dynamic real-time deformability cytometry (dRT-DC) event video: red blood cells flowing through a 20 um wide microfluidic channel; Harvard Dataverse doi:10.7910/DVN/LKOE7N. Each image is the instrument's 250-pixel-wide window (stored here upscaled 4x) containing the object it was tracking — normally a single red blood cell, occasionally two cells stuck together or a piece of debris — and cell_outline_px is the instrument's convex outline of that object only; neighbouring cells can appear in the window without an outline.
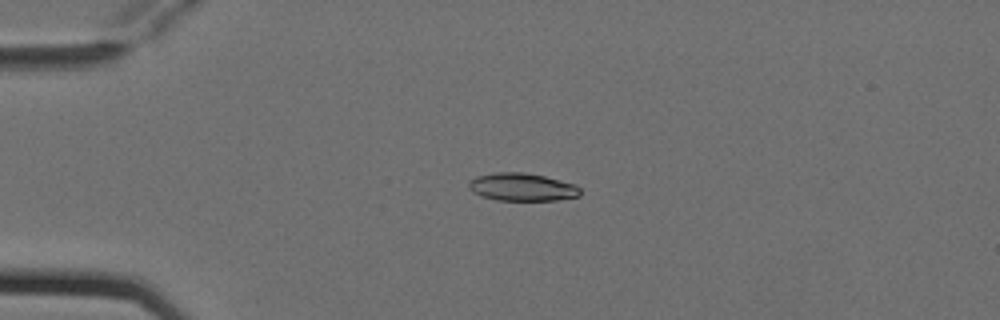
{"species": "Egyptian fruit bat (a non-hibernating species)", "species_latin": "Rousettus aegyptiacus", "temperature_condition": "cold", "stored_images_in_passage": 5, "camera_frame_rate_fps": 3000, "um_per_image_px": 0.085, "animal": {"sex": "female"}, "frame": {"image": 1, "passage_image": 2, "time_ms": 0.333, "image_size_px": [1000, 320], "cell_outline_px": [[580, 196], [556, 200], [496, 200], [480, 196], [472, 192], [468, 188], [468, 180], [476, 176], [496, 172], [524, 172], [544, 176], [576, 184], [580, 188]], "centroid_in_image_um": [44.34, 15.89], "position_along_channel_um": 40.7, "area_um2": 18.26}}
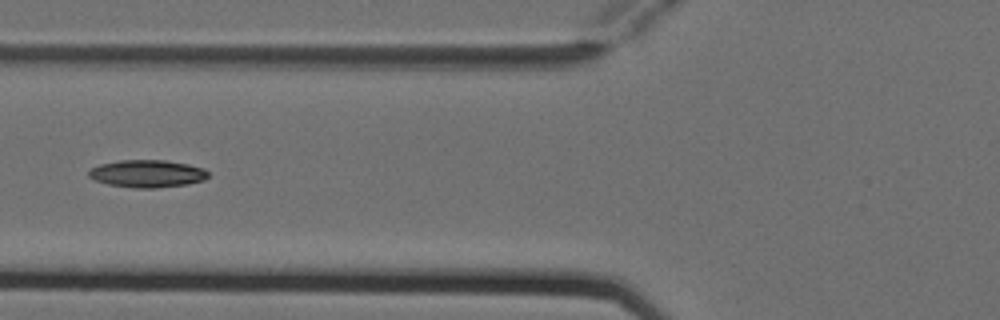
{"frame": {"image": 2, "passage_image": 4, "time_ms": 1.0, "image_size_px": [1000, 320], "cell_outline_px": [[208, 176], [204, 180], [188, 184], [156, 188], [136, 188], [108, 184], [96, 180], [88, 176], [88, 172], [92, 168], [100, 164], [120, 160], [164, 160], [188, 164], [204, 168], [208, 172]], "centroid_in_image_um": [12.54, 14.76], "position_along_channel_um": 113.3, "area_um2": 19.07}}
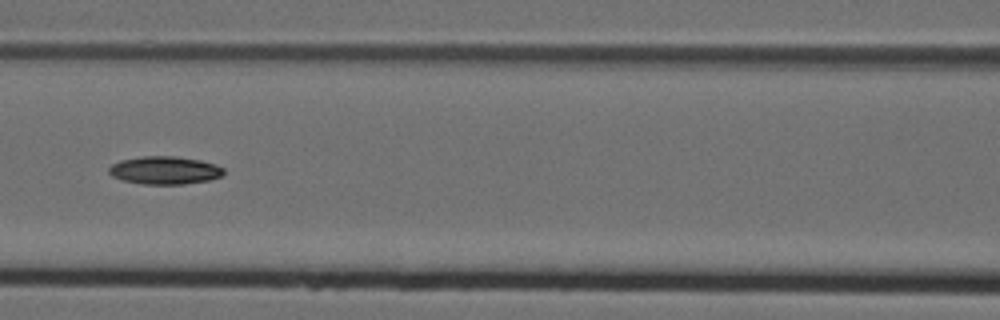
{"frame": {"image": 3, "passage_image": 5, "time_ms": 1.333, "image_size_px": [1000, 320], "cell_outline_px": [[224, 176], [208, 180], [184, 184], [144, 184], [124, 180], [112, 176], [108, 172], [108, 168], [112, 164], [120, 160], [144, 156], [176, 156], [200, 160], [216, 164], [224, 168]], "centroid_in_image_um": [14.03, 14.47], "position_along_channel_um": 152.6, "area_um2": 18.73}}